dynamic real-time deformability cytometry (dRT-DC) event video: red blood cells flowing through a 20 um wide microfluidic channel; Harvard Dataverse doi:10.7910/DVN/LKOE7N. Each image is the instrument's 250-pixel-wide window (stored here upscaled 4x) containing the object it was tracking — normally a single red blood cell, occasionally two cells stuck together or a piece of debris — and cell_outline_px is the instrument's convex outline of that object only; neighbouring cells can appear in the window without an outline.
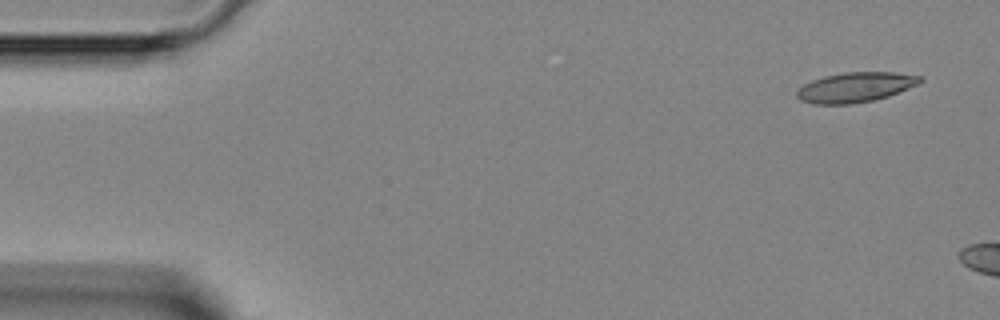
{"species": "Egyptian fruit bat (a non-hibernating species)", "species_latin": "Rousettus aegyptiacus", "temperature_condition": "room temperature", "stored_images_in_passage": 3, "camera_frame_rate_fps": 3000, "um_per_image_px": 0.085, "animal": {"sex": "female"}, "frame": {"image": 1, "passage_image": 1, "time_ms": 0.0, "image_size_px": [1000, 320], "cell_outline_px": [[924, 80], [920, 84], [888, 96], [872, 100], [852, 104], [812, 104], [800, 100], [796, 96], [796, 92], [804, 84], [812, 80], [824, 76], [844, 72], [896, 72], [920, 76]], "centroid_in_image_um": [72.72, 7.41], "position_along_channel_um": 12.3, "area_um2": 21.56}}